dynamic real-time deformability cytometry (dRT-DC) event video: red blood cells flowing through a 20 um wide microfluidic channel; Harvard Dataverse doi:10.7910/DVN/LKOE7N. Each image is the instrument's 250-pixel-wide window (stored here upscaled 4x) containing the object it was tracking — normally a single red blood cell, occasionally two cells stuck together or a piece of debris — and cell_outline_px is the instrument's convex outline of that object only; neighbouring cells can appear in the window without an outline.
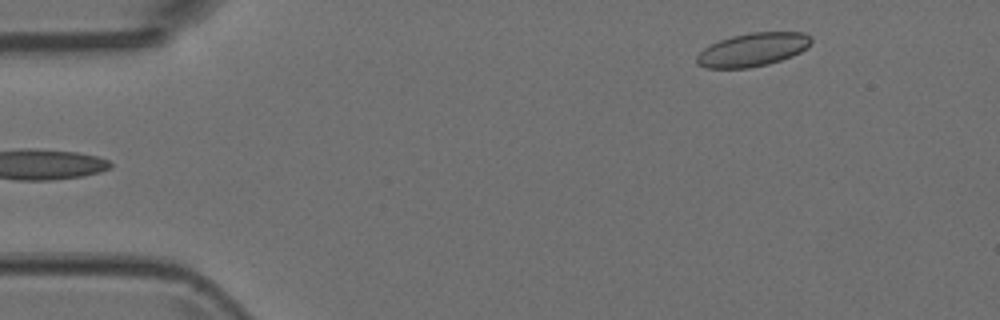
{"species": "Egyptian fruit bat (a non-hibernating species)", "species_latin": "Rousettus aegyptiacus", "temperature_condition": "room temperature", "stored_images_in_passage": 5, "camera_frame_rate_fps": 3000, "um_per_image_px": 0.085, "animal": {"sex": "female"}, "frame": {"image": 1, "passage_image": 5, "time_ms": 1.333, "image_size_px": [1000, 320], "cell_outline_px": [[812, 44], [808, 48], [792, 56], [768, 64], [748, 68], [708, 68], [696, 64], [696, 56], [704, 48], [720, 40], [732, 36], [752, 32], [804, 32], [812, 40]], "centroid_in_image_um": [64.0, 4.22], "position_along_channel_um": 21.0, "area_um2": 22.25}}